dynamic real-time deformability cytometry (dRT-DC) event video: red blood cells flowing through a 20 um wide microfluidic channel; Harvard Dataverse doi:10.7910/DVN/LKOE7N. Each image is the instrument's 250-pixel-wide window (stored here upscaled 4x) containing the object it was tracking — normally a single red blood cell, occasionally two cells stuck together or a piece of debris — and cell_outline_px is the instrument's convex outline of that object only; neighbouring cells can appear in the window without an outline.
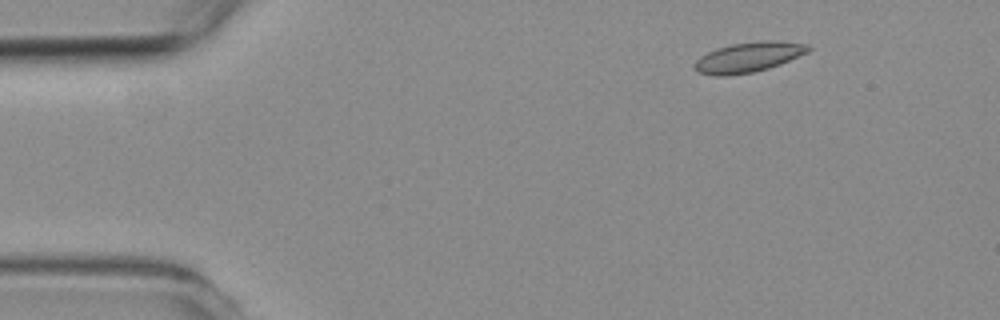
{"species": "common noctule bat (a hibernating species)", "species_latin": "Nyctalus noctula", "temperature_condition": "room temperature", "stored_images_in_passage": 4, "segment_of_instrument_passage": [1, 2], "camera_frame_rate_fps": 3000, "um_per_image_px": 0.085, "animal": {"sex": "female", "body_mass_g": 19.3, "forearm_length_mm": 54.1}, "frame": {"image": 1, "passage_image": 1, "time_ms": 0.0, "image_size_px": [1000, 320], "cell_outline_px": [[812, 48], [808, 52], [780, 64], [768, 68], [752, 72], [728, 76], [716, 76], [696, 72], [692, 68], [692, 64], [700, 56], [716, 48], [732, 44], [764, 40], [776, 40], [804, 44]], "centroid_in_image_um": [63.56, 4.87], "position_along_channel_um": 21.4, "area_um2": 20.0}}